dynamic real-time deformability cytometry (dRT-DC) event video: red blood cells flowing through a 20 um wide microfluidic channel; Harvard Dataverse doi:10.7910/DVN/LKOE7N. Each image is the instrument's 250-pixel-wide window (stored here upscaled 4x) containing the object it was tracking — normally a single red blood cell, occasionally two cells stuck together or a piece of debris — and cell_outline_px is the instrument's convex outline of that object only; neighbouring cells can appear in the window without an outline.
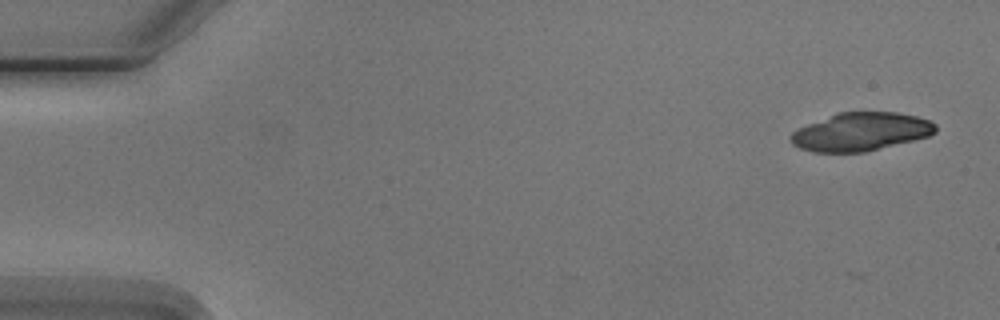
{"species": "Egyptian fruit bat (a non-hibernating species)", "species_latin": "Rousettus aegyptiacus", "temperature_condition": "cold", "stored_images_in_passage": 6, "camera_frame_rate_fps": 3000, "um_per_image_px": 0.085, "animal": {"sex": "male"}, "frame": {"image": 1, "passage_image": 1, "time_ms": 0.0, "image_size_px": [1000, 320], "cell_outline_px": [[936, 132], [928, 136], [864, 152], [812, 152], [800, 148], [792, 144], [788, 136], [796, 128], [836, 112], [896, 112], [916, 116], [928, 120], [936, 124]], "centroid_in_image_um": [73.1, 11.19], "position_along_channel_um": 11.9, "area_um2": 32.31}}